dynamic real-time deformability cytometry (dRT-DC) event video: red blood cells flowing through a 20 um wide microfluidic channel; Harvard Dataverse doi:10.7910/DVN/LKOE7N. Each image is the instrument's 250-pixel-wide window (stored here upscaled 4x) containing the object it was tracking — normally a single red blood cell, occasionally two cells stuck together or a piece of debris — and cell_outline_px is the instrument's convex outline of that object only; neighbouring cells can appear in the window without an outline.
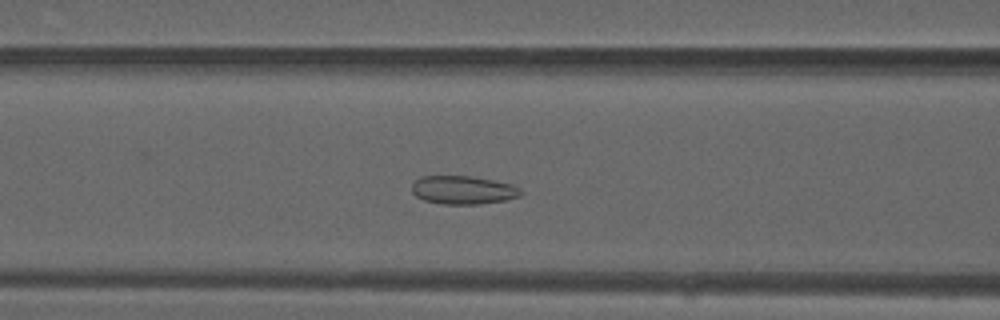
{"species": "common noctule bat (a hibernating species)", "species_latin": "Nyctalus noctula", "temperature_condition": "warm", "stored_images_in_passage": 44, "camera_frame_rate_fps": 3000, "um_per_image_px": 0.085, "animal": {"sex": "male", "forearm_length_mm": 52.5}, "frame": {"image": 1, "passage_image": 15, "time_ms": 4.667, "image_size_px": [1000, 320], "cell_outline_px": [[524, 192], [520, 196], [508, 200], [480, 204], [440, 204], [424, 200], [416, 196], [412, 192], [412, 184], [420, 176], [472, 176], [512, 184], [520, 188]], "centroid_in_image_um": [39.39, 16.15], "position_along_channel_um": 127.2, "area_um2": 18.21}}
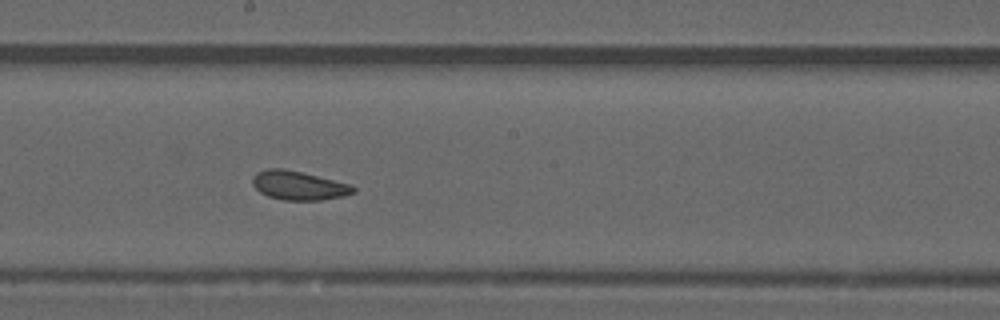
{"frame": {"image": 2, "passage_image": 22, "time_ms": 7.0, "image_size_px": [1000, 320], "cell_outline_px": [[356, 192], [344, 196], [320, 200], [284, 200], [268, 196], [260, 192], [252, 184], [252, 176], [256, 172], [268, 168], [280, 168], [300, 172], [352, 184], [356, 188]], "centroid_in_image_um": [25.39, 15.77], "position_along_channel_um": 222.8, "area_um2": 16.99}}
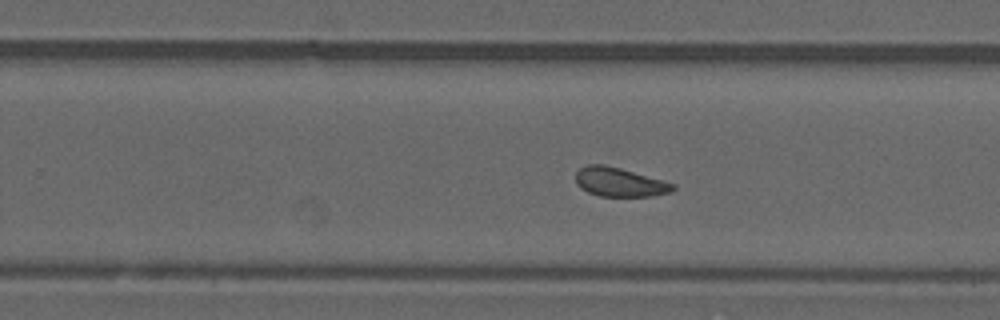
{"frame": {"image": 3, "passage_image": 26, "time_ms": 8.333, "image_size_px": [1000, 320], "cell_outline_px": [[676, 188], [672, 192], [652, 196], [600, 196], [588, 192], [580, 188], [576, 184], [576, 172], [580, 168], [588, 164], [604, 164], [620, 168], [676, 184]], "centroid_in_image_um": [52.66, 15.48], "position_along_channel_um": 277.1, "area_um2": 16.47}, "authors_computed_cell_mechanics": {"area_um2": 17.1377, "velocity_mm_per_s": 4.1057, "shape_relaxation_time_tau1_ms": null, "shape_relaxation_time_tau2_ms": 1.6286, "deformation_change_tau1": null, "deformation_change_tau2": 0.0845}}